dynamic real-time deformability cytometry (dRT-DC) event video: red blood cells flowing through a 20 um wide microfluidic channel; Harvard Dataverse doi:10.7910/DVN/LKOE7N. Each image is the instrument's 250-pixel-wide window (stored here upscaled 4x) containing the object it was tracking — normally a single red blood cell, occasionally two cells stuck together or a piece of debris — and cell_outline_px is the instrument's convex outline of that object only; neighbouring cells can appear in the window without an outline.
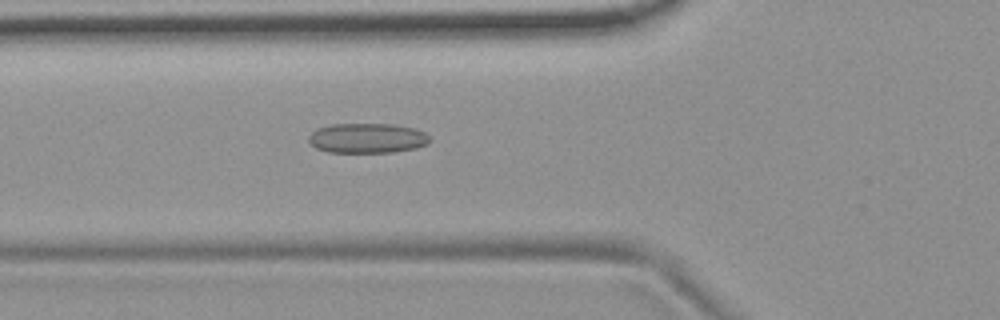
{"species": "common noctule bat (a hibernating species)", "species_latin": "Nyctalus noctula", "temperature_condition": "room temperature", "stored_images_in_passage": 4, "camera_frame_rate_fps": 3000, "um_per_image_px": 0.085, "animal": {"sex": "female", "body_mass_g": 19.9}, "frame": {"image": 1, "passage_image": 4, "time_ms": 1.0, "image_size_px": [1000, 320], "cell_outline_px": [[432, 140], [428, 144], [416, 148], [392, 152], [328, 152], [316, 148], [308, 140], [308, 136], [316, 128], [332, 124], [396, 124], [416, 128], [424, 132]], "centroid_in_image_um": [31.24, 11.73], "position_along_channel_um": 94.6, "area_um2": 21.27}}